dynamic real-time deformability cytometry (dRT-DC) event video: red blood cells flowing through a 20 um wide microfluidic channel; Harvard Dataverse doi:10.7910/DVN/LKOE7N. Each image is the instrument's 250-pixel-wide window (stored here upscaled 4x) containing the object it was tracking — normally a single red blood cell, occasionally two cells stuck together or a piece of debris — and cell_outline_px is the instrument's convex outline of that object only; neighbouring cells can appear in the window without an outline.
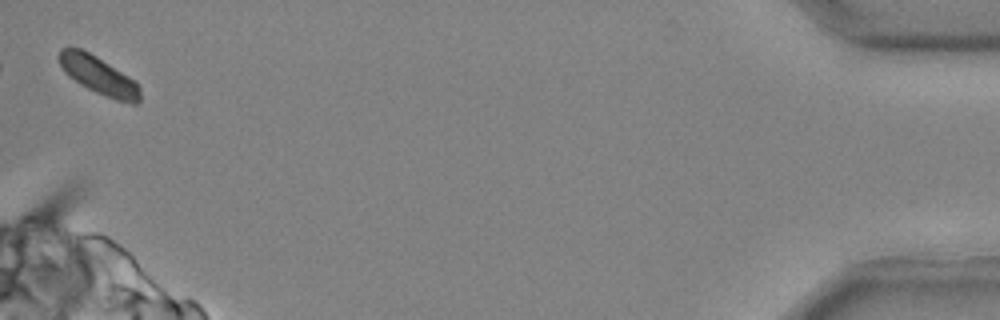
{"species": "common noctule bat (a hibernating species)", "species_latin": "Nyctalus noctula", "temperature_condition": "cold", "stored_images_in_passage": 35, "camera_frame_rate_fps": 3000, "um_per_image_px": 0.085, "animal": {"sex": "male", "body_mass_g": 20.4}, "frame": {"image": 1, "passage_image": 35, "time_ms": 11.333, "image_size_px": [1000, 320], "cell_outline_px": [[140, 104], [132, 104], [116, 100], [96, 92], [80, 84], [68, 76], [64, 72], [56, 56], [60, 48], [80, 48], [96, 56], [136, 80], [140, 88]], "centroid_in_image_um": [8.39, 6.41], "position_along_channel_um": 426.8, "area_um2": 18.09}}